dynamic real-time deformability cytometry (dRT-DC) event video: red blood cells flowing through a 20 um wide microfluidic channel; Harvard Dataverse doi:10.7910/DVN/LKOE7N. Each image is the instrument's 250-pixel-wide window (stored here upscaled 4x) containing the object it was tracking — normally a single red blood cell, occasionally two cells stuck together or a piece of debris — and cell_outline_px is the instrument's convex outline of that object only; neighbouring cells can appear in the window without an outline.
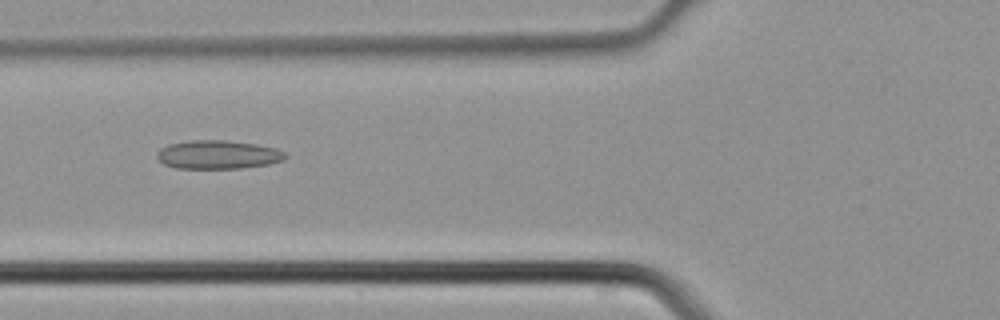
{"species": "common noctule bat (a hibernating species)", "species_latin": "Nyctalus noctula", "temperature_condition": "cold", "stored_images_in_passage": 2, "camera_frame_rate_fps": 3000, "um_per_image_px": 0.085, "animal": {"sex": "male", "body_mass_g": 21.5, "forearm_length_mm": 52.0}, "frame": {"image": 1, "passage_image": 2, "time_ms": 0.333, "image_size_px": [1000, 320], "cell_outline_px": [[288, 156], [284, 160], [268, 164], [240, 168], [176, 168], [164, 164], [156, 156], [156, 152], [160, 148], [168, 144], [188, 140], [224, 140], [256, 144], [276, 148], [284, 152]], "centroid_in_image_um": [18.51, 13.14], "position_along_channel_um": 107.3, "area_um2": 21.44}}